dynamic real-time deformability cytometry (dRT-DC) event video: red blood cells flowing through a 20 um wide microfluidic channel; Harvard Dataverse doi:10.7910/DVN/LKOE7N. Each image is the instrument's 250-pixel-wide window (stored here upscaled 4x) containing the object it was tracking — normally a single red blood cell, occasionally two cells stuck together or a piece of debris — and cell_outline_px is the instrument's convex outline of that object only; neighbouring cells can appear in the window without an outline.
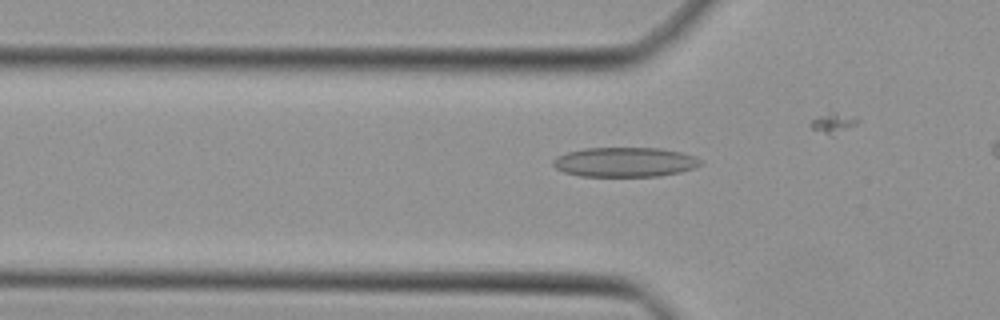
{"species": "Egyptian fruit bat (a non-hibernating species)", "species_latin": "Rousettus aegyptiacus", "temperature_condition": "cold", "stored_images_in_passage": 36, "camera_frame_rate_fps": 3000, "um_per_image_px": 0.085, "animal": {"sex": "female"}, "frame": {"image": 1, "passage_image": 9, "time_ms": 2.667, "image_size_px": [1000, 320], "cell_outline_px": [[704, 164], [696, 168], [680, 172], [660, 176], [580, 176], [564, 172], [556, 168], [552, 164], [552, 160], [556, 156], [568, 152], [584, 148], [660, 148], [680, 152], [696, 156]], "centroid_in_image_um": [53.13, 13.78], "position_along_channel_um": 72.7, "area_um2": 25.61}}
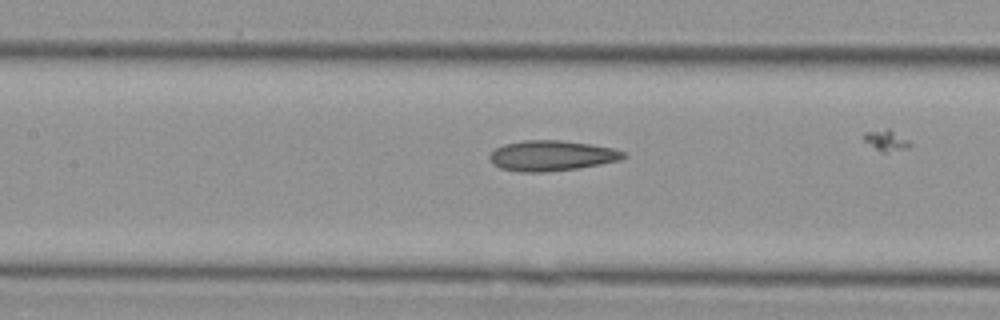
{"frame": {"image": 2, "passage_image": 15, "time_ms": 4.667, "image_size_px": [1000, 320], "cell_outline_px": [[628, 156], [620, 160], [600, 164], [576, 168], [548, 172], [520, 172], [500, 168], [492, 164], [488, 156], [496, 148], [504, 144], [524, 140], [560, 140], [592, 144], [612, 148], [624, 152]], "centroid_in_image_um": [46.87, 13.23], "position_along_channel_um": 160.5, "area_um2": 23.76}}
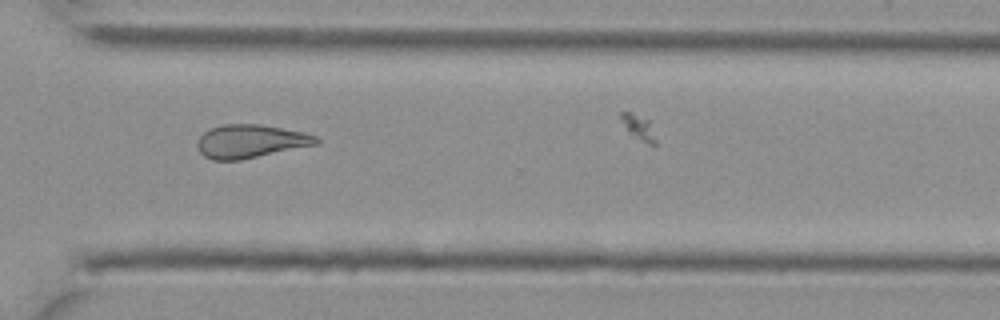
{"frame": {"image": 3, "passage_image": 28, "time_ms": 9.0, "image_size_px": [1000, 320], "cell_outline_px": [[320, 144], [240, 160], [212, 160], [204, 156], [200, 152], [196, 144], [196, 140], [204, 132], [212, 128], [224, 124], [260, 124], [304, 132], [316, 136], [320, 140]], "centroid_in_image_um": [21.3, 12.01], "position_along_channel_um": 349.3, "area_um2": 23.24}}